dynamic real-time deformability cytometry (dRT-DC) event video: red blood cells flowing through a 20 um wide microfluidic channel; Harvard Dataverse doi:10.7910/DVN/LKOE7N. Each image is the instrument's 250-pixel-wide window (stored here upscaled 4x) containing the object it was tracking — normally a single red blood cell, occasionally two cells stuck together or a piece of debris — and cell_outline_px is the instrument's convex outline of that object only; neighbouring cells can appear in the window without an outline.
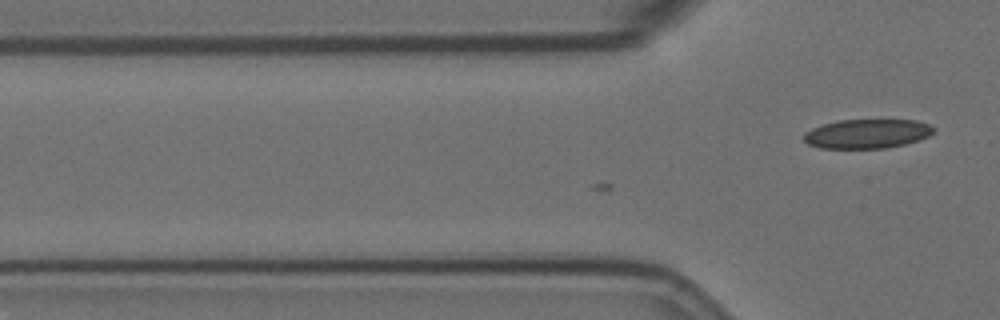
{"species": "Egyptian fruit bat (a non-hibernating species)", "species_latin": "Rousettus aegyptiacus", "temperature_condition": "room temperature", "stored_images_in_passage": 5, "camera_frame_rate_fps": 3000, "um_per_image_px": 0.085, "animal": {"sex": "female"}, "frame": {"image": 1, "passage_image": 5, "time_ms": 1.333, "image_size_px": [1000, 320], "cell_outline_px": [[936, 128], [928, 136], [904, 144], [884, 148], [820, 148], [808, 144], [804, 140], [804, 132], [812, 128], [836, 120], [916, 120], [928, 124]], "centroid_in_image_um": [73.67, 11.36], "position_along_channel_um": 52.1, "area_um2": 21.96}}